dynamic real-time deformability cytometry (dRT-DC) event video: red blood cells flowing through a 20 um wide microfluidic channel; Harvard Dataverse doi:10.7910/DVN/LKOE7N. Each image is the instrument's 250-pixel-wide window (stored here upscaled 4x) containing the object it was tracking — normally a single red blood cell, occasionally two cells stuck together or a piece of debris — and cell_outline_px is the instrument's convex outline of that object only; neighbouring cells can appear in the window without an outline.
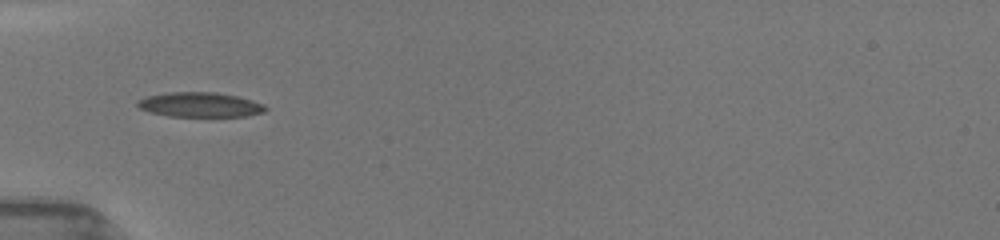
{"species": "common noctule bat (a hibernating species)", "species_latin": "Nyctalus noctula", "temperature_condition": "room temperature", "stored_images_in_passage": 55, "camera_frame_rate_fps": 3000, "um_per_image_px": 0.085, "animal": {"sex": "female", "body_mass_g": 19.5, "forearm_length_mm": 54.1}, "frame": {"image": 1, "passage_image": 1, "time_ms": 0.0, "image_size_px": [1000, 240], "cell_outline_px": [[268, 108], [264, 112], [248, 116], [168, 116], [148, 112], [140, 108], [136, 104], [136, 100], [144, 96], [168, 92], [216, 92], [236, 96], [252, 100], [264, 104]], "centroid_in_image_um": [16.96, 8.89], "position_along_channel_um": 68.0, "area_um2": 18.61}}
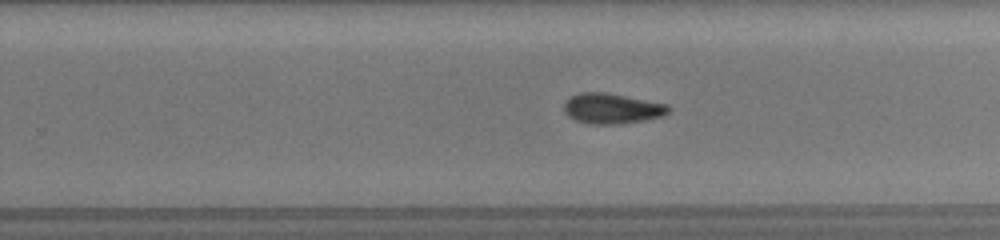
{"frame": {"image": 2, "passage_image": 26, "time_ms": 5.333, "image_size_px": [1000, 240], "cell_outline_px": [[672, 108], [664, 116], [644, 120], [616, 124], [588, 124], [576, 120], [568, 116], [564, 112], [564, 104], [572, 96], [580, 92], [604, 92], [668, 104]], "centroid_in_image_um": [52.03, 9.23], "position_along_channel_um": 277.8, "area_um2": 18.44}}
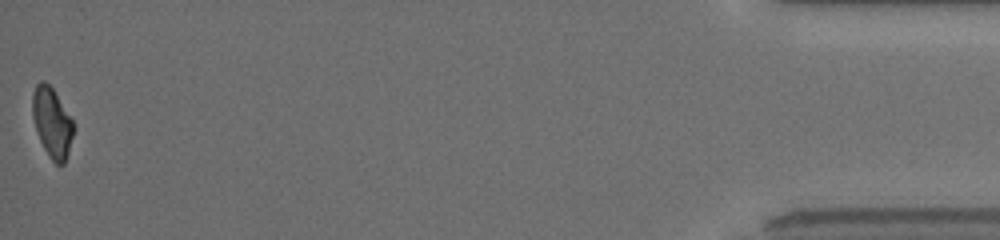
{"frame": {"image": 3, "passage_image": 54, "time_ms": 11.333, "image_size_px": [1000, 240], "cell_outline_px": [[76, 124], [68, 152], [64, 164], [56, 164], [48, 156], [40, 140], [32, 116], [32, 92], [36, 84], [40, 80], [44, 80], [52, 88]], "centroid_in_image_um": [4.43, 10.39], "position_along_channel_um": 430.8, "area_um2": 16.76}, "authors_computed_cell_mechanics": {"area_um2": 17.8602, "velocity_mm_per_s": 3.9824, "shape_relaxation_time_tau1_ms": 10.0259, "shape_relaxation_time_tau2_ms": 6.1008, "deformation_change_tau1": 0.2305, "deformation_change_tau2": 0.149}}